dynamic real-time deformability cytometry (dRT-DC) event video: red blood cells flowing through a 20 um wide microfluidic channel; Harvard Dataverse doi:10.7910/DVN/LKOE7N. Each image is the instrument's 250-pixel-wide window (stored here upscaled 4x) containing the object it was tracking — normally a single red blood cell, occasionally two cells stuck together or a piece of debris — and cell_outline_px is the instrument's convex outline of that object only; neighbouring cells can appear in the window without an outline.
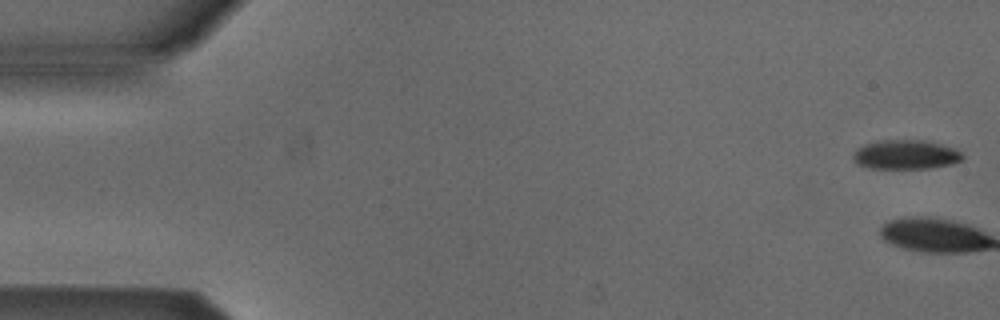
{"species": "Egyptian fruit bat (a non-hibernating species)", "species_latin": "Rousettus aegyptiacus", "temperature_condition": "cold", "stored_images_in_passage": 2, "camera_frame_rate_fps": 3000, "um_per_image_px": 0.085, "animal": {"sex": "male"}, "frame": {"image": 1, "passage_image": 1, "time_ms": 0.0, "image_size_px": [1000, 320], "cell_outline_px": [[964, 156], [960, 160], [952, 164], [928, 168], [872, 168], [856, 164], [852, 156], [856, 148], [864, 144], [880, 140], [920, 140], [940, 144], [956, 148]], "centroid_in_image_um": [76.96, 13.14], "position_along_channel_um": 8.0, "area_um2": 18.61}}